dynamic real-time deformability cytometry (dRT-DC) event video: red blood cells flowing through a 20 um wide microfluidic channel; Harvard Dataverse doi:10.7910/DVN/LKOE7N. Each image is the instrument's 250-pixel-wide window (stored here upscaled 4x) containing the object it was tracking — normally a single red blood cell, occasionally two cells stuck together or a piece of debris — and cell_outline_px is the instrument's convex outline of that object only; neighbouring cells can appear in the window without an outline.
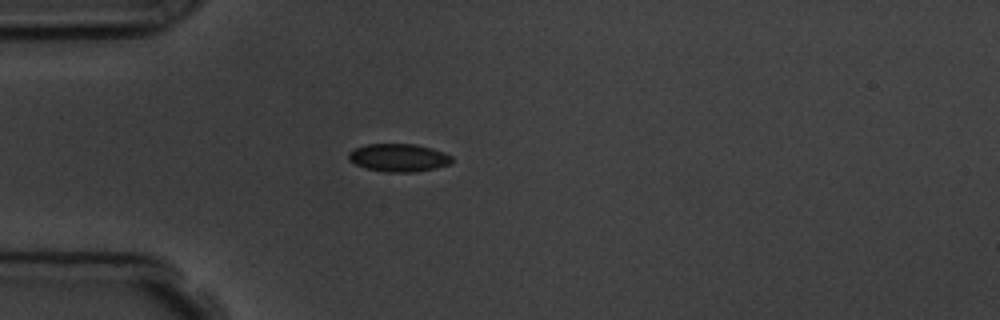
{"species": "common noctule bat (a hibernating species)", "species_latin": "Nyctalus noctula", "temperature_condition": "room temperature", "stored_images_in_passage": 2, "camera_frame_rate_fps": 3000, "um_per_image_px": 0.085, "animal": {"sex": "male", "body_mass_g": 19.5, "forearm_length_mm": 54.6}, "frame": {"image": 1, "passage_image": 2, "time_ms": 2.0, "image_size_px": [1000, 320], "cell_outline_px": [[452, 160], [448, 164], [436, 168], [412, 172], [384, 172], [364, 168], [348, 160], [348, 152], [352, 148], [368, 144], [416, 144], [432, 148], [444, 152], [452, 156]], "centroid_in_image_um": [33.84, 13.4], "position_along_channel_um": 51.2, "area_um2": 16.94}}